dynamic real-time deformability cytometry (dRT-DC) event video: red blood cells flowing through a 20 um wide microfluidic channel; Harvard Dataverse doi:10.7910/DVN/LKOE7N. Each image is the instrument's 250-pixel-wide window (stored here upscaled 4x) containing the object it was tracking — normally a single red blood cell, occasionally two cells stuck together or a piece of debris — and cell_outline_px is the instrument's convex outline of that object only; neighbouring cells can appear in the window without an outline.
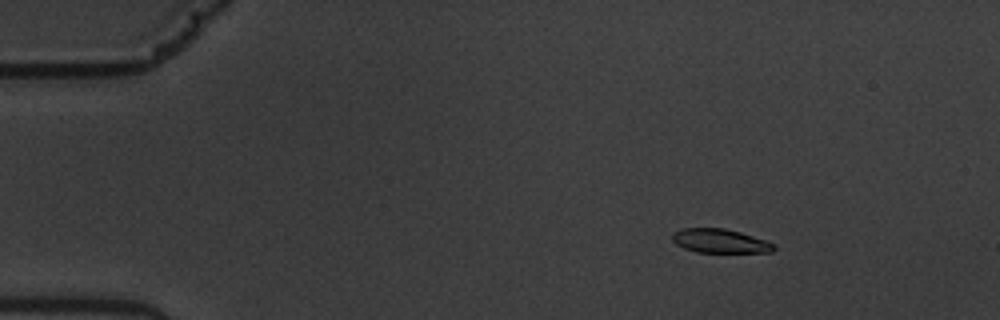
{"species": "common noctule bat (a hibernating species)", "species_latin": "Nyctalus noctula", "temperature_condition": "warm", "stored_images_in_passage": 51, "camera_frame_rate_fps": 3000, "um_per_image_px": 0.085, "animal": {"sex": "male", "body_mass_g": 19.5, "forearm_length_mm": 54.6}, "frame": {"image": 1, "passage_image": 2, "time_ms": 0.333, "image_size_px": [1000, 320], "cell_outline_px": [[776, 248], [772, 252], [696, 252], [684, 248], [676, 244], [672, 240], [672, 232], [680, 228], [724, 228], [740, 232], [776, 244]], "centroid_in_image_um": [61.17, 20.48], "position_along_channel_um": 23.8, "area_um2": 14.22}}
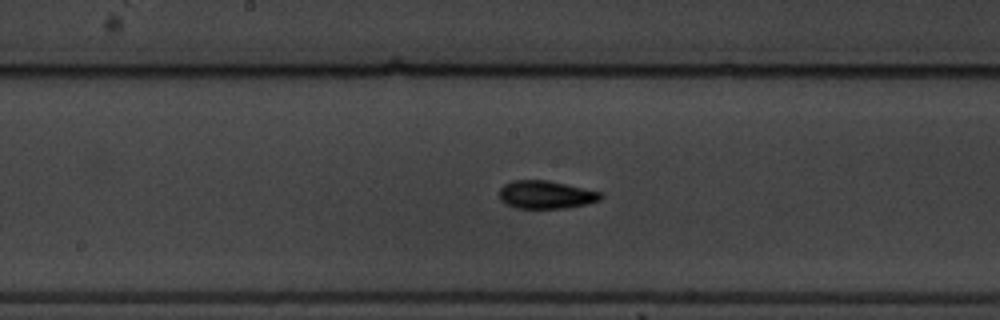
{"frame": {"image": 2, "passage_image": 24, "time_ms": 7.667, "image_size_px": [1000, 320], "cell_outline_px": [[604, 196], [600, 200], [588, 204], [564, 208], [516, 208], [500, 200], [500, 188], [504, 184], [512, 180], [548, 180], [600, 192]], "centroid_in_image_um": [46.4, 16.55], "position_along_channel_um": 201.8, "area_um2": 16.47}}
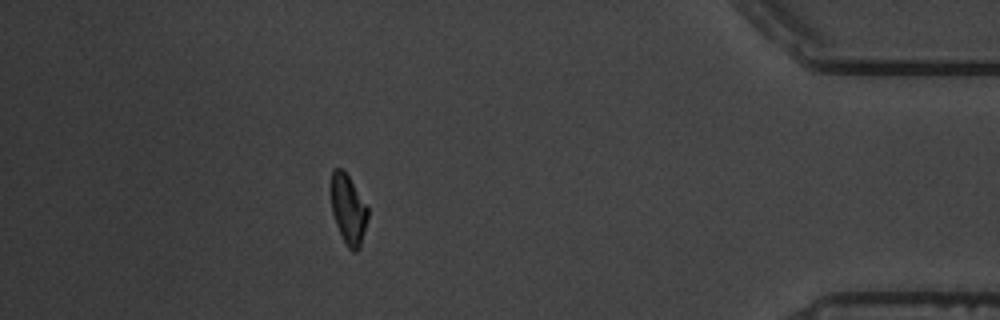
{"frame": {"image": 3, "passage_image": 45, "time_ms": 14.667, "image_size_px": [1000, 320], "cell_outline_px": [[368, 216], [360, 248], [356, 252], [352, 252], [348, 248], [336, 224], [332, 212], [332, 168], [340, 168], [348, 176], [368, 208]], "centroid_in_image_um": [29.61, 17.84], "position_along_channel_um": 405.6, "area_um2": 14.51}, "authors_computed_cell_mechanics": {"area_um2": 15.7794, "velocity_mm_per_s": 3.536, "shape_relaxation_time_tau1_ms": 3.4393, "shape_relaxation_time_tau2_ms": 2.1327, "deformation_change_tau1": 0.1786, "deformation_change_tau2": 0.0844}}